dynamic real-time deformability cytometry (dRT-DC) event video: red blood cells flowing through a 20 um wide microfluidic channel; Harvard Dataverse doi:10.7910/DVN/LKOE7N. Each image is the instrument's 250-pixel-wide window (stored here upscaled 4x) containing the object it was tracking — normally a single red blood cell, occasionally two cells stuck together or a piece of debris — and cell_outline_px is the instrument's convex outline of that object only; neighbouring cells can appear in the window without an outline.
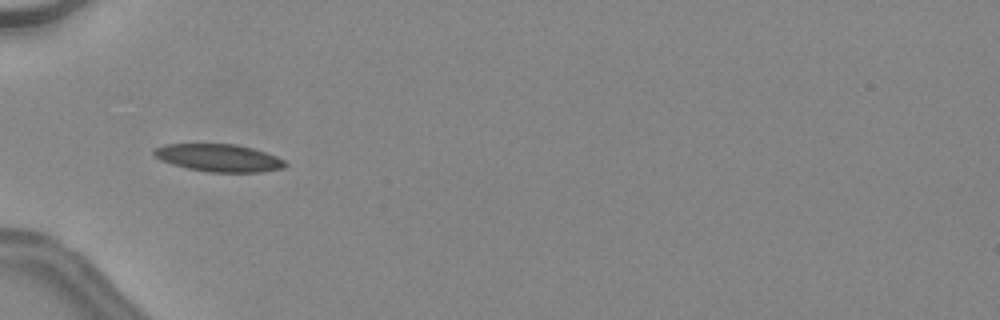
{"species": "common noctule bat (a hibernating species)", "species_latin": "Nyctalus noctula", "temperature_condition": "warm", "stored_images_in_passage": 33, "camera_frame_rate_fps": 3000, "um_per_image_px": 0.085, "animal": {"sex": "female", "body_mass_g": 24.6, "forearm_length_mm": 56.2}, "frame": {"image": 1, "passage_image": 5, "time_ms": 1.333, "image_size_px": [1000, 320], "cell_outline_px": [[288, 164], [284, 168], [264, 172], [208, 172], [188, 168], [172, 164], [160, 160], [152, 152], [156, 148], [164, 144], [236, 144], [252, 148], [276, 156], [284, 160]], "centroid_in_image_um": [18.62, 13.42], "position_along_channel_um": 66.4, "area_um2": 21.04}, "authors_computed_cell_mechanics": {"area_um2": 20.4034, "velocity_mm_per_s": 4.5322, "shape_relaxation_time_tau1_ms": 3.8601, "shape_relaxation_time_tau2_ms": 1.4435, "deformation_change_tau1": 0.1549, "deformation_change_tau2": 0.0799}}